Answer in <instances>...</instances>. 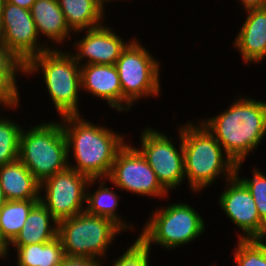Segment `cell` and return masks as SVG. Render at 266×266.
Instances as JSON below:
<instances>
[{"label": "cell", "mask_w": 266, "mask_h": 266, "mask_svg": "<svg viewBox=\"0 0 266 266\" xmlns=\"http://www.w3.org/2000/svg\"><path fill=\"white\" fill-rule=\"evenodd\" d=\"M225 183H228V187L220 195L219 203L225 215L246 234H240L239 239L265 241L266 224L260 219L250 191L236 176Z\"/></svg>", "instance_id": "4fadbf2b"}, {"label": "cell", "mask_w": 266, "mask_h": 266, "mask_svg": "<svg viewBox=\"0 0 266 266\" xmlns=\"http://www.w3.org/2000/svg\"><path fill=\"white\" fill-rule=\"evenodd\" d=\"M222 146L225 155L244 161L266 134V101L237 99L215 117L201 122Z\"/></svg>", "instance_id": "7a4b0ae2"}, {"label": "cell", "mask_w": 266, "mask_h": 266, "mask_svg": "<svg viewBox=\"0 0 266 266\" xmlns=\"http://www.w3.org/2000/svg\"><path fill=\"white\" fill-rule=\"evenodd\" d=\"M14 248L17 249V266H59L66 256L58 236L49 242Z\"/></svg>", "instance_id": "44dd1931"}, {"label": "cell", "mask_w": 266, "mask_h": 266, "mask_svg": "<svg viewBox=\"0 0 266 266\" xmlns=\"http://www.w3.org/2000/svg\"><path fill=\"white\" fill-rule=\"evenodd\" d=\"M82 64L80 65L81 88L102 100H106L112 108H116L120 112L125 111V104H122V89L116 66Z\"/></svg>", "instance_id": "9a60e30c"}, {"label": "cell", "mask_w": 266, "mask_h": 266, "mask_svg": "<svg viewBox=\"0 0 266 266\" xmlns=\"http://www.w3.org/2000/svg\"><path fill=\"white\" fill-rule=\"evenodd\" d=\"M36 0H4V2H9L15 4L19 7L30 10Z\"/></svg>", "instance_id": "4dcf8cb0"}, {"label": "cell", "mask_w": 266, "mask_h": 266, "mask_svg": "<svg viewBox=\"0 0 266 266\" xmlns=\"http://www.w3.org/2000/svg\"><path fill=\"white\" fill-rule=\"evenodd\" d=\"M139 43L132 39L115 64L119 74L125 111H128L138 99L152 95L155 97L161 91L160 64Z\"/></svg>", "instance_id": "ba28073f"}, {"label": "cell", "mask_w": 266, "mask_h": 266, "mask_svg": "<svg viewBox=\"0 0 266 266\" xmlns=\"http://www.w3.org/2000/svg\"><path fill=\"white\" fill-rule=\"evenodd\" d=\"M67 141L61 122L30 127L20 134L19 160L41 184L69 167Z\"/></svg>", "instance_id": "5b68a950"}, {"label": "cell", "mask_w": 266, "mask_h": 266, "mask_svg": "<svg viewBox=\"0 0 266 266\" xmlns=\"http://www.w3.org/2000/svg\"><path fill=\"white\" fill-rule=\"evenodd\" d=\"M102 7L104 6L105 2H109L110 0H96Z\"/></svg>", "instance_id": "d590c367"}, {"label": "cell", "mask_w": 266, "mask_h": 266, "mask_svg": "<svg viewBox=\"0 0 266 266\" xmlns=\"http://www.w3.org/2000/svg\"><path fill=\"white\" fill-rule=\"evenodd\" d=\"M181 136L184 173L193 191L200 192L223 173L226 181L235 176L234 160L224 156L222 146L202 123L189 122L181 127Z\"/></svg>", "instance_id": "3957f363"}, {"label": "cell", "mask_w": 266, "mask_h": 266, "mask_svg": "<svg viewBox=\"0 0 266 266\" xmlns=\"http://www.w3.org/2000/svg\"><path fill=\"white\" fill-rule=\"evenodd\" d=\"M54 223L53 225L51 224ZM58 236V221L48 209L38 201L28 213L26 223L15 239L12 246H25L45 243Z\"/></svg>", "instance_id": "ac0fdd59"}, {"label": "cell", "mask_w": 266, "mask_h": 266, "mask_svg": "<svg viewBox=\"0 0 266 266\" xmlns=\"http://www.w3.org/2000/svg\"><path fill=\"white\" fill-rule=\"evenodd\" d=\"M0 39L6 48L24 65L34 56L49 50V45L37 42L38 33L30 10L3 2Z\"/></svg>", "instance_id": "7c38bea8"}, {"label": "cell", "mask_w": 266, "mask_h": 266, "mask_svg": "<svg viewBox=\"0 0 266 266\" xmlns=\"http://www.w3.org/2000/svg\"><path fill=\"white\" fill-rule=\"evenodd\" d=\"M61 118L64 122L61 125L67 141L68 158L69 152L73 150L76 161V165L69 164V168L89 179H106L118 151L126 144L124 136L115 134L104 126H96L80 115Z\"/></svg>", "instance_id": "6da1fadb"}, {"label": "cell", "mask_w": 266, "mask_h": 266, "mask_svg": "<svg viewBox=\"0 0 266 266\" xmlns=\"http://www.w3.org/2000/svg\"><path fill=\"white\" fill-rule=\"evenodd\" d=\"M245 10L266 8V0H239Z\"/></svg>", "instance_id": "f546056e"}, {"label": "cell", "mask_w": 266, "mask_h": 266, "mask_svg": "<svg viewBox=\"0 0 266 266\" xmlns=\"http://www.w3.org/2000/svg\"><path fill=\"white\" fill-rule=\"evenodd\" d=\"M42 70L50 98L56 111L63 116L80 115L78 94L81 88L80 65L71 53L50 48L31 58L24 65V73Z\"/></svg>", "instance_id": "277c9868"}, {"label": "cell", "mask_w": 266, "mask_h": 266, "mask_svg": "<svg viewBox=\"0 0 266 266\" xmlns=\"http://www.w3.org/2000/svg\"><path fill=\"white\" fill-rule=\"evenodd\" d=\"M3 2H4V0H0V24H1V17H2Z\"/></svg>", "instance_id": "e575fe53"}, {"label": "cell", "mask_w": 266, "mask_h": 266, "mask_svg": "<svg viewBox=\"0 0 266 266\" xmlns=\"http://www.w3.org/2000/svg\"><path fill=\"white\" fill-rule=\"evenodd\" d=\"M120 231L123 229L111 219L85 211L58 222V237L66 256L101 259Z\"/></svg>", "instance_id": "8992f818"}, {"label": "cell", "mask_w": 266, "mask_h": 266, "mask_svg": "<svg viewBox=\"0 0 266 266\" xmlns=\"http://www.w3.org/2000/svg\"><path fill=\"white\" fill-rule=\"evenodd\" d=\"M21 126L13 120L0 119V166L19 159Z\"/></svg>", "instance_id": "d4e9b609"}, {"label": "cell", "mask_w": 266, "mask_h": 266, "mask_svg": "<svg viewBox=\"0 0 266 266\" xmlns=\"http://www.w3.org/2000/svg\"><path fill=\"white\" fill-rule=\"evenodd\" d=\"M109 179L117 188L155 197H166L168 191L136 147L125 144L117 153L110 170Z\"/></svg>", "instance_id": "8fae6325"}, {"label": "cell", "mask_w": 266, "mask_h": 266, "mask_svg": "<svg viewBox=\"0 0 266 266\" xmlns=\"http://www.w3.org/2000/svg\"><path fill=\"white\" fill-rule=\"evenodd\" d=\"M96 180L68 167L40 184V190L45 189V197L40 195V202L58 222L71 218L84 212L87 185L92 186Z\"/></svg>", "instance_id": "9c48e42d"}, {"label": "cell", "mask_w": 266, "mask_h": 266, "mask_svg": "<svg viewBox=\"0 0 266 266\" xmlns=\"http://www.w3.org/2000/svg\"><path fill=\"white\" fill-rule=\"evenodd\" d=\"M264 239H239L234 252L237 266H266Z\"/></svg>", "instance_id": "484cf974"}, {"label": "cell", "mask_w": 266, "mask_h": 266, "mask_svg": "<svg viewBox=\"0 0 266 266\" xmlns=\"http://www.w3.org/2000/svg\"><path fill=\"white\" fill-rule=\"evenodd\" d=\"M6 202H7V199H6L5 195H4V192H3L2 188H1V183H0V207L2 205H4Z\"/></svg>", "instance_id": "836d02e7"}, {"label": "cell", "mask_w": 266, "mask_h": 266, "mask_svg": "<svg viewBox=\"0 0 266 266\" xmlns=\"http://www.w3.org/2000/svg\"><path fill=\"white\" fill-rule=\"evenodd\" d=\"M111 29L103 25L88 29L87 34L81 40L75 41L74 47L76 46L75 49L78 50V53L72 55L74 60L80 64L84 58H88L83 65H115L121 53L131 41L124 42Z\"/></svg>", "instance_id": "5bb4252c"}, {"label": "cell", "mask_w": 266, "mask_h": 266, "mask_svg": "<svg viewBox=\"0 0 266 266\" xmlns=\"http://www.w3.org/2000/svg\"><path fill=\"white\" fill-rule=\"evenodd\" d=\"M179 131L180 150L164 133L149 127L143 130L140 139L142 147L138 150L167 191L176 189L185 179L181 128Z\"/></svg>", "instance_id": "30bf717a"}, {"label": "cell", "mask_w": 266, "mask_h": 266, "mask_svg": "<svg viewBox=\"0 0 266 266\" xmlns=\"http://www.w3.org/2000/svg\"><path fill=\"white\" fill-rule=\"evenodd\" d=\"M20 102H11V103H7L1 96H0V104L3 106V105H5V106H7V107H9V108H14V107H16V106H18V104H19Z\"/></svg>", "instance_id": "d6a6232c"}, {"label": "cell", "mask_w": 266, "mask_h": 266, "mask_svg": "<svg viewBox=\"0 0 266 266\" xmlns=\"http://www.w3.org/2000/svg\"><path fill=\"white\" fill-rule=\"evenodd\" d=\"M150 248L138 237L113 266H149Z\"/></svg>", "instance_id": "83f0119b"}, {"label": "cell", "mask_w": 266, "mask_h": 266, "mask_svg": "<svg viewBox=\"0 0 266 266\" xmlns=\"http://www.w3.org/2000/svg\"><path fill=\"white\" fill-rule=\"evenodd\" d=\"M104 179L100 182L99 187L93 193L86 192L85 204V212L95 216L106 217L114 221L117 225H119L123 230L132 229L130 223H125L116 213V209L118 207V199L116 192L110 190L107 186L105 187Z\"/></svg>", "instance_id": "603a6c76"}, {"label": "cell", "mask_w": 266, "mask_h": 266, "mask_svg": "<svg viewBox=\"0 0 266 266\" xmlns=\"http://www.w3.org/2000/svg\"><path fill=\"white\" fill-rule=\"evenodd\" d=\"M0 183L7 200H40V183L19 159L0 166Z\"/></svg>", "instance_id": "e0dca14e"}, {"label": "cell", "mask_w": 266, "mask_h": 266, "mask_svg": "<svg viewBox=\"0 0 266 266\" xmlns=\"http://www.w3.org/2000/svg\"><path fill=\"white\" fill-rule=\"evenodd\" d=\"M58 3L69 29L73 32L104 25L102 23L104 7L96 0H58Z\"/></svg>", "instance_id": "ffe728a7"}, {"label": "cell", "mask_w": 266, "mask_h": 266, "mask_svg": "<svg viewBox=\"0 0 266 266\" xmlns=\"http://www.w3.org/2000/svg\"><path fill=\"white\" fill-rule=\"evenodd\" d=\"M38 36L44 34L53 42L63 43L72 32L65 20L58 0H36L30 8ZM70 34V36H69ZM67 37V38H66Z\"/></svg>", "instance_id": "d6986e66"}, {"label": "cell", "mask_w": 266, "mask_h": 266, "mask_svg": "<svg viewBox=\"0 0 266 266\" xmlns=\"http://www.w3.org/2000/svg\"><path fill=\"white\" fill-rule=\"evenodd\" d=\"M204 220L186 203H173L152 212L139 238L149 247L157 244L166 249L195 240L205 230Z\"/></svg>", "instance_id": "52a82bcc"}, {"label": "cell", "mask_w": 266, "mask_h": 266, "mask_svg": "<svg viewBox=\"0 0 266 266\" xmlns=\"http://www.w3.org/2000/svg\"><path fill=\"white\" fill-rule=\"evenodd\" d=\"M9 245L0 236V259L4 258L9 251Z\"/></svg>", "instance_id": "1f68e13d"}, {"label": "cell", "mask_w": 266, "mask_h": 266, "mask_svg": "<svg viewBox=\"0 0 266 266\" xmlns=\"http://www.w3.org/2000/svg\"><path fill=\"white\" fill-rule=\"evenodd\" d=\"M100 261L85 256H65L59 266H102Z\"/></svg>", "instance_id": "f1b7e54d"}, {"label": "cell", "mask_w": 266, "mask_h": 266, "mask_svg": "<svg viewBox=\"0 0 266 266\" xmlns=\"http://www.w3.org/2000/svg\"><path fill=\"white\" fill-rule=\"evenodd\" d=\"M243 161L235 162V176L247 187L253 196L255 201L258 214L260 219L266 224V175L260 171V169H255L252 172L253 177L250 178H240L239 168L241 167ZM259 170V171H258Z\"/></svg>", "instance_id": "4316f807"}, {"label": "cell", "mask_w": 266, "mask_h": 266, "mask_svg": "<svg viewBox=\"0 0 266 266\" xmlns=\"http://www.w3.org/2000/svg\"><path fill=\"white\" fill-rule=\"evenodd\" d=\"M246 11L248 16L235 38L234 46L244 62L258 63L266 57V8Z\"/></svg>", "instance_id": "2e32d148"}, {"label": "cell", "mask_w": 266, "mask_h": 266, "mask_svg": "<svg viewBox=\"0 0 266 266\" xmlns=\"http://www.w3.org/2000/svg\"><path fill=\"white\" fill-rule=\"evenodd\" d=\"M40 200H7L0 207V236L8 244L26 223L28 213Z\"/></svg>", "instance_id": "7402d4cb"}, {"label": "cell", "mask_w": 266, "mask_h": 266, "mask_svg": "<svg viewBox=\"0 0 266 266\" xmlns=\"http://www.w3.org/2000/svg\"><path fill=\"white\" fill-rule=\"evenodd\" d=\"M18 70L24 74V64L6 48L0 39V96L7 103L19 102L15 78Z\"/></svg>", "instance_id": "cb8c5ba5"}]
</instances>
